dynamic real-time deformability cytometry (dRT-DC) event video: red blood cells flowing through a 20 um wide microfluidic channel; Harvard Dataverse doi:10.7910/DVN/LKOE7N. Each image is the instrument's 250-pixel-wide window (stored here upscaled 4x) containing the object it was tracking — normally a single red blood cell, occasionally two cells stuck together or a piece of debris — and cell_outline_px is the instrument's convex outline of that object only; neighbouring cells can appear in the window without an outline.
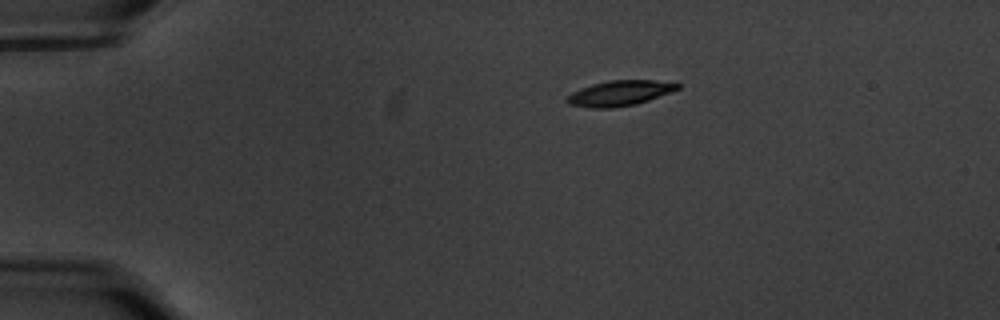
{"species": "common noctule bat (a hibernating species)", "species_latin": "Nyctalus noctula", "temperature_condition": "warm", "stored_images_in_passage": 47, "camera_frame_rate_fps": 3000, "um_per_image_px": 0.085, "animal": {"sex": "male", "body_mass_g": 20.1, "forearm_length_mm": 53.5}, "frame": {"image": 1, "passage_image": 1, "time_ms": 0.0, "image_size_px": [1000, 320], "cell_outline_px": [[680, 88], [648, 100], [636, 104], [612, 108], [592, 108], [572, 104], [564, 100], [572, 92], [580, 88], [592, 84], [608, 80], [676, 80], [680, 84]], "centroid_in_image_um": [52.73, 7.89], "position_along_channel_um": 32.3, "area_um2": 16.42}}
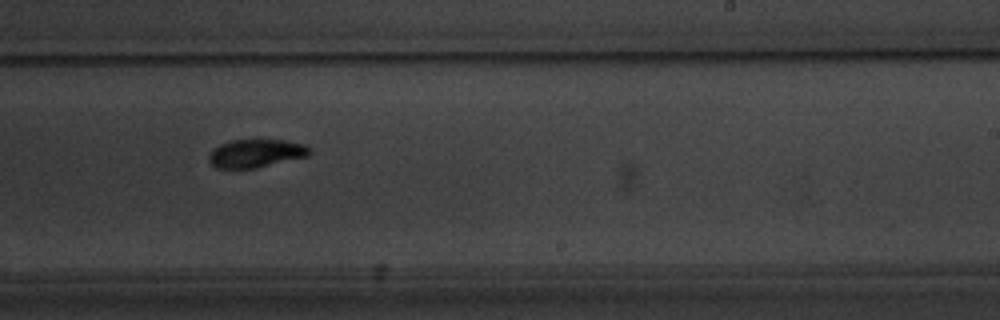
{"frame": {"image": 2, "passage_image": 26, "time_ms": 8.333, "image_size_px": [1000, 320], "cell_outline_px": [[312, 152], [308, 156], [256, 168], [216, 168], [208, 160], [208, 156], [212, 148], [220, 144], [232, 140], [284, 140], [304, 144]], "centroid_in_image_um": [21.73, 13.03], "position_along_channel_um": 267.3, "area_um2": 16.53}}
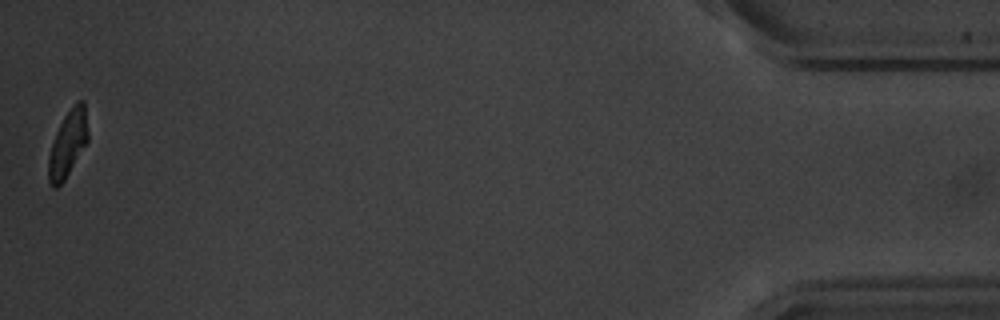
{"frame": {"image": 3, "passage_image": 47, "time_ms": 15.333, "image_size_px": [1000, 320], "cell_outline_px": [[88, 140], [64, 180], [56, 188], [52, 188], [48, 180], [48, 156], [56, 132], [64, 116], [76, 100], [84, 100], [88, 132]], "centroid_in_image_um": [5.76, 12.2], "position_along_channel_um": 429.4, "area_um2": 15.14}, "authors_computed_cell_mechanics": {"area_um2": 16.762, "velocity_mm_per_s": 3.5283, "shape_relaxation_time_tau1_ms": 3.0504, "shape_relaxation_time_tau2_ms": 4.9658, "deformation_change_tau1": 0.1513, "deformation_change_tau2": 0.0848}}